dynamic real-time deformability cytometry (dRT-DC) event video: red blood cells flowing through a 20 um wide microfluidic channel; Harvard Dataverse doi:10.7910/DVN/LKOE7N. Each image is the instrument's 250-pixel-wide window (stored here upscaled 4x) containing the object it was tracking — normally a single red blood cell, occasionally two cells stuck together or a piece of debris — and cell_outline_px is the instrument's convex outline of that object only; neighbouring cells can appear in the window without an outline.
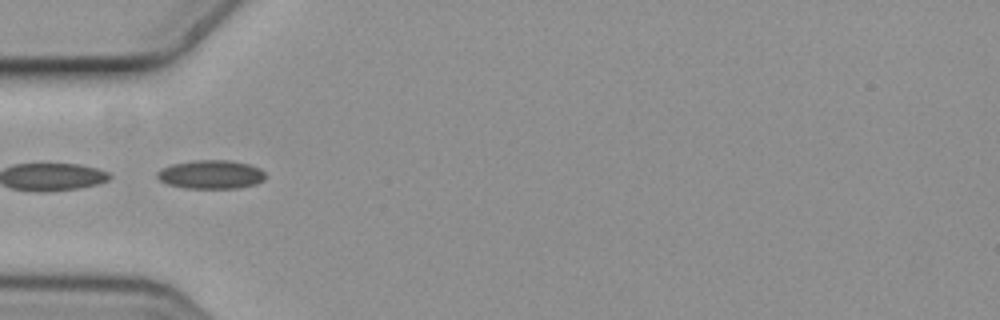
{"species": "common noctule bat (a hibernating species)", "species_latin": "Nyctalus noctula", "temperature_condition": "cold", "stored_images_in_passage": 2, "camera_frame_rate_fps": 3000, "um_per_image_px": 0.085, "animal": {"sex": "female", "body_mass_g": 19.3, "forearm_length_mm": 54.1}, "frame": {"image": 1, "passage_image": 2, "time_ms": 0.333, "image_size_px": [1000, 320], "cell_outline_px": [[264, 180], [256, 184], [240, 188], [184, 188], [168, 184], [160, 180], [156, 176], [156, 172], [160, 168], [172, 164], [192, 160], [232, 160], [248, 164], [260, 168], [264, 172]], "centroid_in_image_um": [17.92, 14.82], "position_along_channel_um": 67.1, "area_um2": 18.26}}